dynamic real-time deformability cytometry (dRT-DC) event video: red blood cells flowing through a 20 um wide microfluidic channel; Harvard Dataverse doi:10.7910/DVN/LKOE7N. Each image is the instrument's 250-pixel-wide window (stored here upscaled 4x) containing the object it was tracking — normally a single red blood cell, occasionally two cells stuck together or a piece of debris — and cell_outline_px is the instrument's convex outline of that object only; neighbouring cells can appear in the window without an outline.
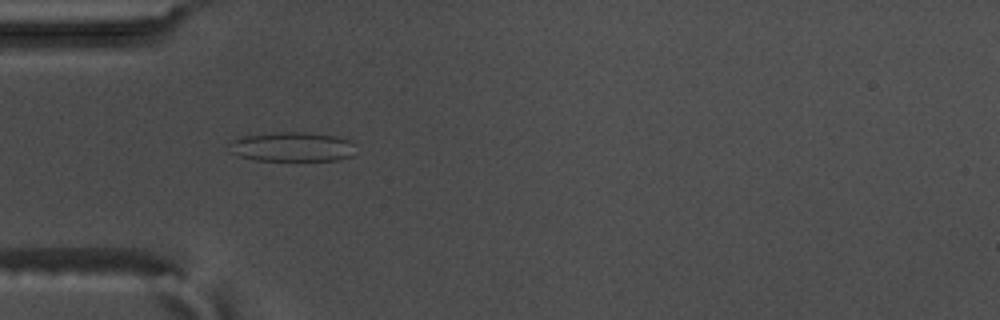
{"species": "common noctule bat (a hibernating species)", "species_latin": "Nyctalus noctula", "temperature_condition": "warm", "stored_images_in_passage": 56, "camera_frame_rate_fps": 3000, "um_per_image_px": 0.085, "animal": {"sex": "male", "body_mass_g": 17.5, "forearm_length_mm": 52.3}, "frame": {"image": 1, "passage_image": 17, "time_ms": 5.333, "image_size_px": [1000, 320], "cell_outline_px": [[352, 156], [336, 160], [256, 160], [240, 156], [228, 152], [228, 144], [232, 140], [244, 136], [276, 132], [304, 132], [336, 136], [352, 140]], "centroid_in_image_um": [24.78, 12.47], "position_along_channel_um": 60.2, "area_um2": 21.68}}
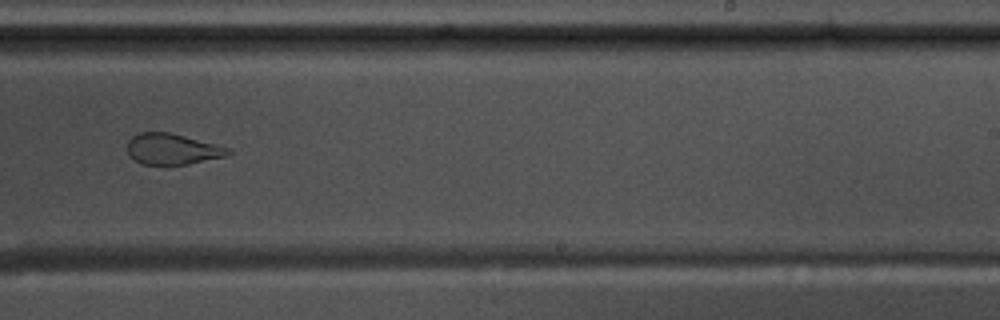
{"frame": {"image": 2, "passage_image": 35, "time_ms": 11.333, "image_size_px": [1000, 320], "cell_outline_px": [[232, 152], [228, 156], [168, 168], [144, 164], [128, 156], [128, 140], [132, 136], [140, 132], [168, 132], [232, 148]], "centroid_in_image_um": [14.66, 12.71], "position_along_channel_um": 274.3, "area_um2": 18.79}}
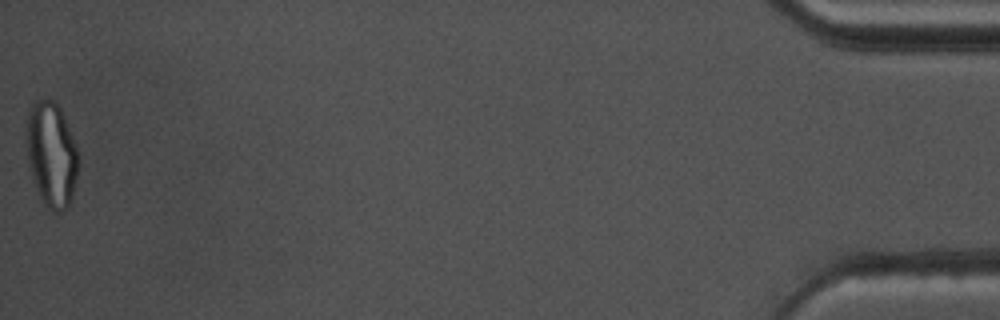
{"frame": {"image": 3, "passage_image": 56, "time_ms": 18.333, "image_size_px": [1000, 320], "cell_outline_px": [[76, 176], [72, 196], [68, 208], [60, 212], [52, 212], [40, 200], [32, 180], [24, 140], [24, 124], [28, 112], [32, 104], [36, 100], [56, 100], [64, 116], [76, 144]], "centroid_in_image_um": [4.31, 13.11], "position_along_channel_um": 430.9, "area_um2": 32.25}, "authors_computed_cell_mechanics": {"area_um2": 23.2645, "velocity_mm_per_s": 3.6229, "shape_relaxation_time_tau1_ms": null, "shape_relaxation_time_tau2_ms": 1.4313, "deformation_change_tau1": null, "deformation_change_tau2": 0.0814}}